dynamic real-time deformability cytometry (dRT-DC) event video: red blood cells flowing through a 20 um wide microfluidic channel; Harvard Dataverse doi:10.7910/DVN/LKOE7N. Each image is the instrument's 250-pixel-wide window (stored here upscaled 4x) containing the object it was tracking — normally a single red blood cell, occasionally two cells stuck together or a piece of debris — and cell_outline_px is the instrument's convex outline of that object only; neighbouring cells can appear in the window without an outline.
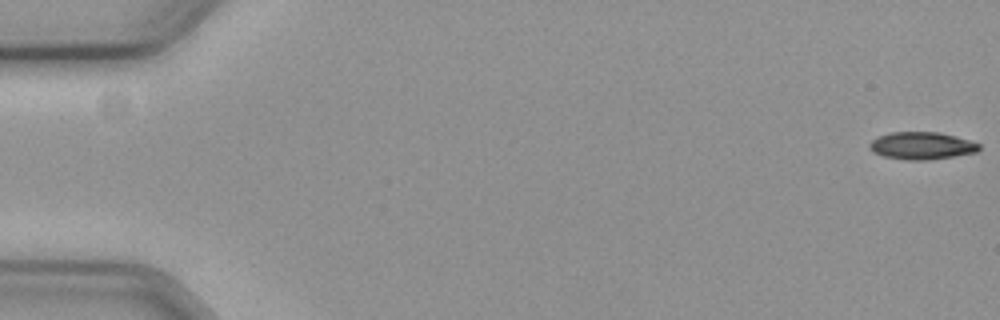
{"species": "common noctule bat (a hibernating species)", "species_latin": "Nyctalus noctula", "temperature_condition": "cold", "stored_images_in_passage": 58, "camera_frame_rate_fps": 3000, "um_per_image_px": 0.085, "animal": {"sex": "female", "body_mass_g": 19.3, "forearm_length_mm": 54.1}, "frame": {"image": 1, "passage_image": 1, "time_ms": 0.0, "image_size_px": [1000, 320], "cell_outline_px": [[980, 148], [976, 152], [928, 160], [908, 160], [884, 156], [872, 152], [868, 148], [868, 144], [872, 140], [880, 136], [892, 132], [940, 132], [956, 136], [980, 144]], "centroid_in_image_um": [78.32, 12.38], "position_along_channel_um": 6.7, "area_um2": 17.4}}
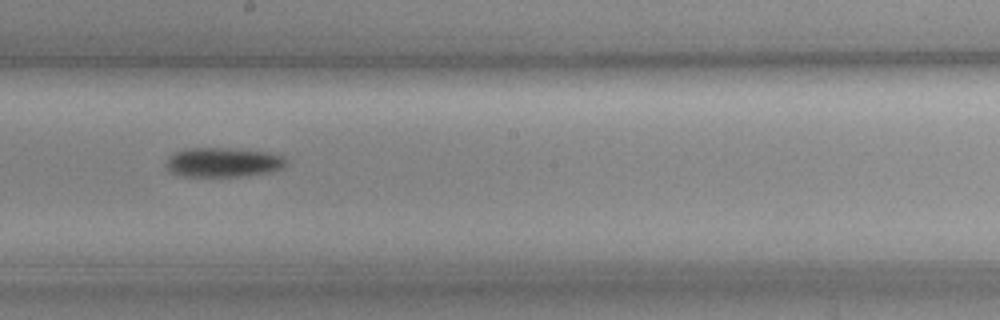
{"frame": {"image": 2, "passage_image": 33, "time_ms": 10.667, "image_size_px": [1000, 320], "cell_outline_px": [[288, 164], [284, 168], [272, 172], [248, 176], [184, 176], [172, 172], [168, 168], [168, 160], [176, 152], [184, 148], [224, 148], [268, 152], [280, 156]], "centroid_in_image_um": [19.03, 13.8], "position_along_channel_um": 229.2, "area_um2": 20.35}}
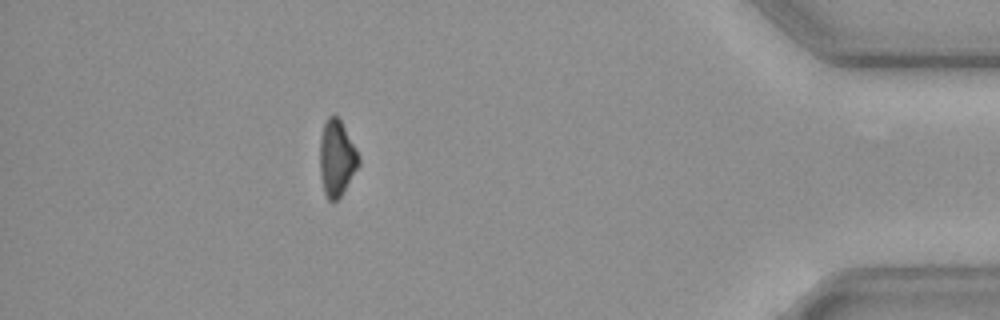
{"frame": {"image": 3, "passage_image": 52, "time_ms": 17.0, "image_size_px": [1000, 320], "cell_outline_px": [[360, 164], [340, 196], [332, 204], [328, 200], [324, 192], [320, 176], [320, 140], [324, 124], [328, 116], [336, 116], [340, 120], [356, 148], [360, 156]], "centroid_in_image_um": [28.62, 13.47], "position_along_channel_um": 406.6, "area_um2": 17.11}, "authors_computed_cell_mechanics": {"area_um2": 18.8428, "velocity_mm_per_s": 3.6191, "shape_relaxation_time_tau1_ms": 3.3851, "shape_relaxation_time_tau2_ms": null, "deformation_change_tau1": 0.1183, "deformation_change_tau2": null}}